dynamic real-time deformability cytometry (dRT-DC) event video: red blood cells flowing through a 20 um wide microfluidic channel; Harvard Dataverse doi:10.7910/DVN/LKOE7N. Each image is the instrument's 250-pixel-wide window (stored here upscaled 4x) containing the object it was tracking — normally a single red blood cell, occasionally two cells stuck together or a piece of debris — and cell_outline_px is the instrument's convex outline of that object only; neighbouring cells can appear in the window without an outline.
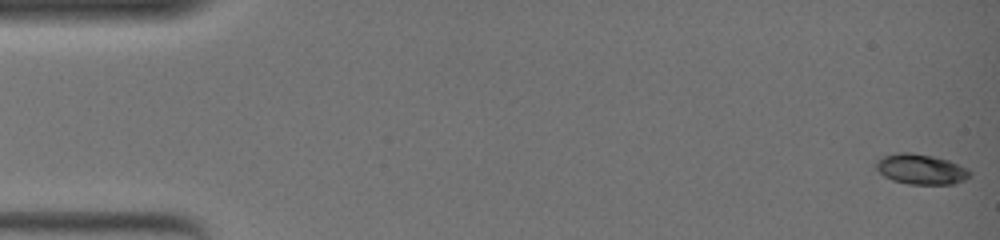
{"species": "common noctule bat (a hibernating species)", "species_latin": "Nyctalus noctula", "temperature_condition": "warm", "stored_images_in_passage": 52, "camera_frame_rate_fps": 3000, "um_per_image_px": 0.085, "animal": {"sex": "female", "body_mass_g": 19.0, "forearm_length_mm": 51.5}, "frame": {"image": 1, "passage_image": 1, "time_ms": 0.0, "image_size_px": [1000, 240], "cell_outline_px": [[972, 176], [964, 180], [952, 184], [908, 184], [892, 180], [884, 176], [872, 164], [876, 160], [884, 156], [900, 152], [912, 152], [932, 156], [948, 160], [968, 168], [972, 172]], "centroid_in_image_um": [78.28, 14.38], "position_along_channel_um": 6.7, "area_um2": 16.7}}
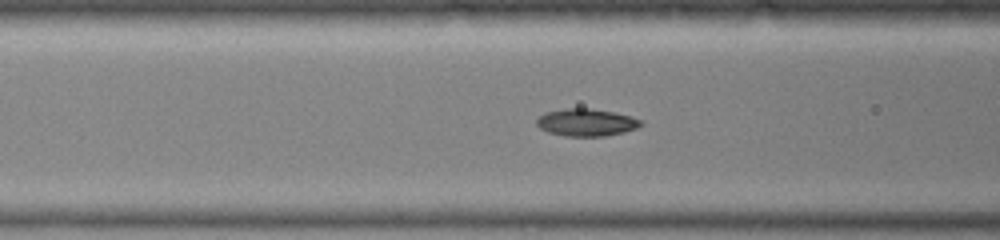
{"frame": {"image": 2, "passage_image": 22, "time_ms": 7.0, "image_size_px": [1000, 240], "cell_outline_px": [[644, 124], [636, 128], [624, 132], [604, 136], [564, 136], [548, 132], [540, 128], [536, 124], [536, 120], [544, 112], [564, 108], [592, 108], [616, 112], [632, 116], [644, 120]], "centroid_in_image_um": [49.87, 10.39], "position_along_channel_um": 116.7, "area_um2": 16.94}}
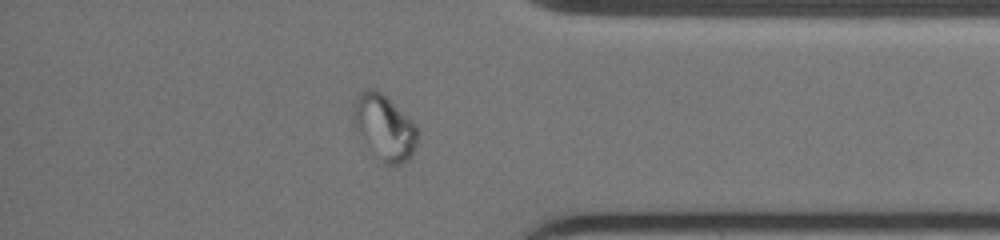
{"frame": {"image": 3, "passage_image": 45, "time_ms": 14.667, "image_size_px": [1000, 240], "cell_outline_px": [[416, 144], [412, 156], [408, 160], [400, 164], [384, 164], [352, 128], [352, 100], [364, 88], [372, 88], [380, 92], [416, 124]], "centroid_in_image_um": [32.59, 10.8], "position_along_channel_um": 402.6, "area_um2": 24.45}}